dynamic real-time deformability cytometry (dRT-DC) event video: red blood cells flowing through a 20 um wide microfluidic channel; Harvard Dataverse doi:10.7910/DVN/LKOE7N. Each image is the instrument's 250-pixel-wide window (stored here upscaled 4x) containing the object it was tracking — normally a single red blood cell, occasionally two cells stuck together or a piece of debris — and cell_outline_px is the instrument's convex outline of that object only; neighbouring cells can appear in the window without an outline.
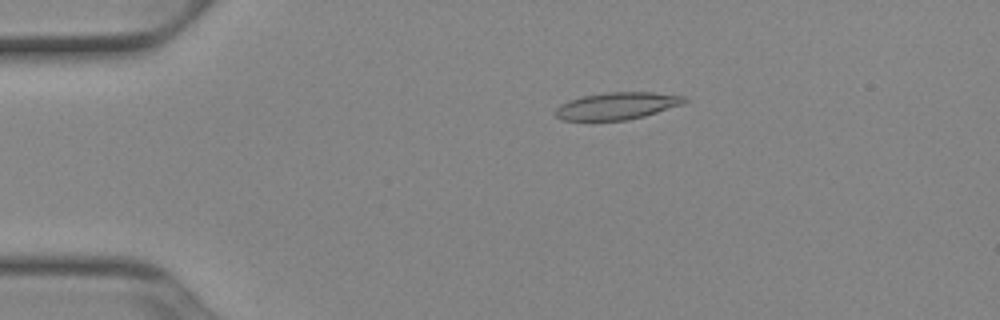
{"species": "Egyptian fruit bat (a non-hibernating species)", "species_latin": "Rousettus aegyptiacus", "temperature_condition": "cold", "stored_images_in_passage": 52, "camera_frame_rate_fps": 3000, "um_per_image_px": 0.085, "animal": {"sex": "female"}, "frame": {"image": 1, "passage_image": 11, "time_ms": 3.333, "image_size_px": [1000, 320], "cell_outline_px": [[688, 100], [684, 104], [644, 116], [628, 120], [560, 120], [552, 112], [560, 104], [568, 100], [580, 96], [604, 92], [652, 92], [684, 96]], "centroid_in_image_um": [52.41, 8.99], "position_along_channel_um": 32.6, "area_um2": 20.63}}
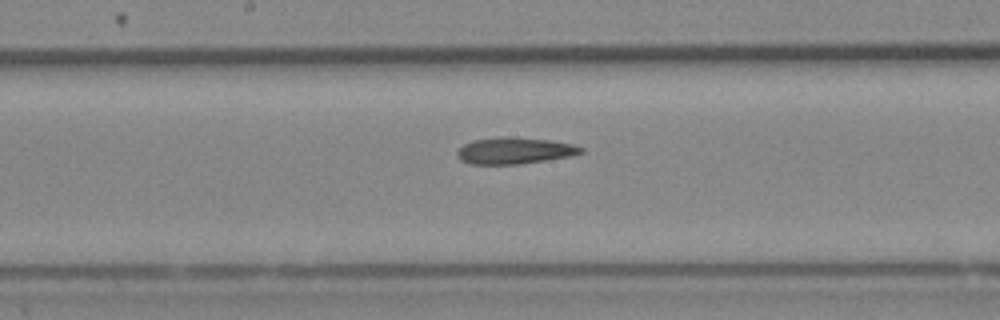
{"frame": {"image": 2, "passage_image": 28, "time_ms": 9.0, "image_size_px": [1000, 320], "cell_outline_px": [[584, 152], [572, 156], [520, 164], [472, 164], [460, 160], [456, 156], [456, 152], [464, 144], [472, 140], [548, 140], [572, 144], [584, 148]], "centroid_in_image_um": [43.76, 12.87], "position_along_channel_um": 204.4, "area_um2": 18.03}}
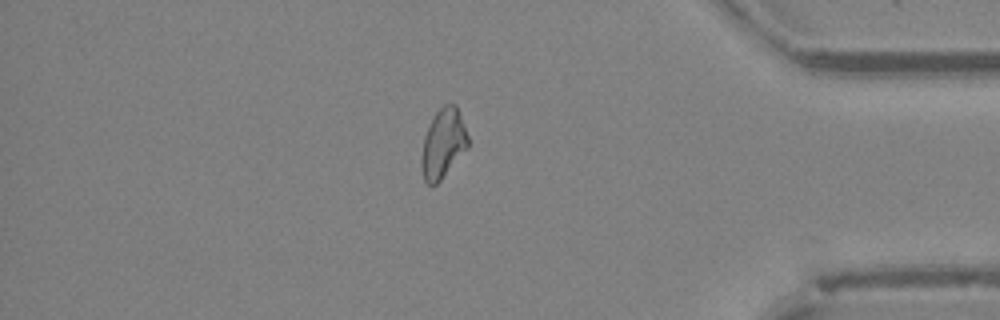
{"frame": {"image": 3, "passage_image": 45, "time_ms": 14.667, "image_size_px": [1000, 320], "cell_outline_px": [[468, 148], [440, 180], [432, 188], [424, 180], [420, 164], [420, 156], [424, 136], [428, 124], [436, 112], [444, 104], [456, 104], [468, 136]], "centroid_in_image_um": [37.63, 12.22], "position_along_channel_um": 397.6, "area_um2": 18.96}, "authors_computed_cell_mechanics": {"area_um2": 19.4786, "velocity_mm_per_s": 3.9078, "shape_relaxation_time_tau1_ms": null, "shape_relaxation_time_tau2_ms": 10.2536, "deformation_change_tau1": null, "deformation_change_tau2": 0.2023}}